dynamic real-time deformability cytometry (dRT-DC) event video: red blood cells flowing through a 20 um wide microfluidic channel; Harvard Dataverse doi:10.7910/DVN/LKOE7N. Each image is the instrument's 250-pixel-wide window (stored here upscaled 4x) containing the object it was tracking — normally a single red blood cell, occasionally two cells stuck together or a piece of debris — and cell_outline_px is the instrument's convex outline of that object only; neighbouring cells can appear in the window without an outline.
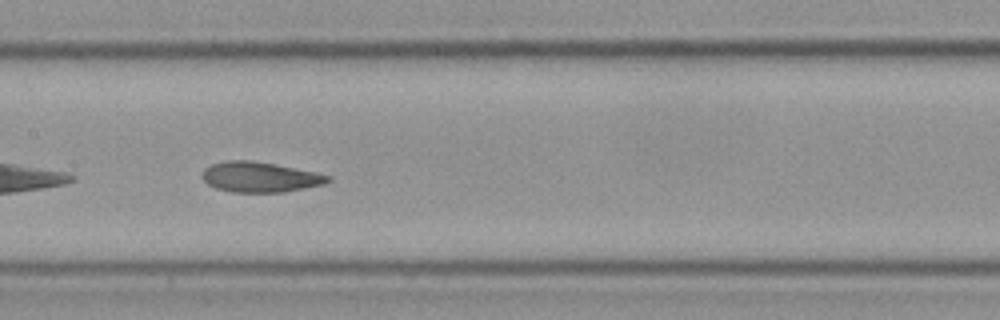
{"species": "Egyptian fruit bat (a non-hibernating species)", "species_latin": "Rousettus aegyptiacus", "temperature_condition": "cold", "stored_images_in_passage": 40, "camera_frame_rate_fps": 3000, "um_per_image_px": 0.085, "frame": {"image": 1, "passage_image": 12, "time_ms": 3.667, "image_size_px": [1000, 320], "cell_outline_px": [[332, 180], [324, 184], [284, 192], [232, 192], [216, 188], [208, 184], [200, 176], [200, 172], [204, 168], [212, 164], [228, 160], [252, 160], [276, 164], [316, 172], [332, 176]], "centroid_in_image_um": [22.09, 15.04], "position_along_channel_um": 185.3, "area_um2": 22.37}}
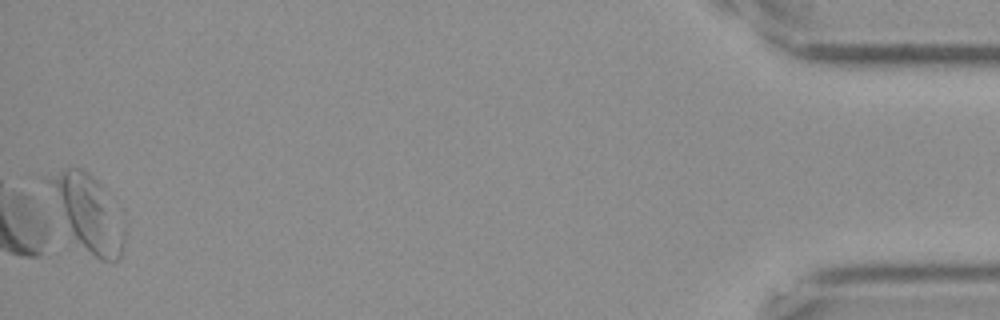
{"frame": {"image": 2, "passage_image": 40, "time_ms": 13.0, "image_size_px": [1000, 320], "cell_outline_px": [[124, 248], [120, 260], [112, 264], [100, 260], [72, 236], [48, 180], [52, 176], [64, 168], [80, 168], [88, 172], [100, 184], [124, 212]], "centroid_in_image_um": [7.66, 18.14], "position_along_channel_um": 427.5, "area_um2": 32.37}, "authors_computed_cell_mechanics": {"area_um2": 29.8826, "velocity_mm_per_s": 3.4972, "shape_relaxation_time_tau1_ms": 2.5053, "shape_relaxation_time_tau2_ms": null, "deformation_change_tau1": 0.0889, "deformation_change_tau2": null}}